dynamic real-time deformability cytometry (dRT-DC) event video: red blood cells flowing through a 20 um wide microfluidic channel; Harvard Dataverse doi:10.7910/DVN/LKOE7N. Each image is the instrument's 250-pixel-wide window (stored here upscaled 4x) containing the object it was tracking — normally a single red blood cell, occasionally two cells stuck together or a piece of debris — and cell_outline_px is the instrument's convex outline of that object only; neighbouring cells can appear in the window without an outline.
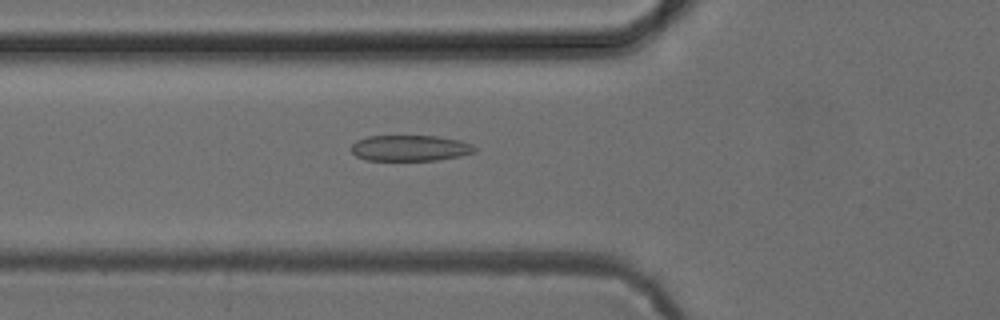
{"species": "common noctule bat (a hibernating species)", "species_latin": "Nyctalus noctula", "temperature_condition": "cold", "stored_images_in_passage": 47, "camera_frame_rate_fps": 3000, "um_per_image_px": 0.085, "animal": {"sex": "female", "body_mass_g": 24.6, "forearm_length_mm": 56.2}, "frame": {"image": 1, "passage_image": 19, "time_ms": 6.0, "image_size_px": [1000, 320], "cell_outline_px": [[476, 152], [460, 156], [436, 160], [364, 160], [356, 156], [352, 152], [352, 144], [356, 140], [368, 136], [436, 136], [460, 140], [472, 144], [476, 148]], "centroid_in_image_um": [34.86, 12.58], "position_along_channel_um": 90.9, "area_um2": 18.67}}
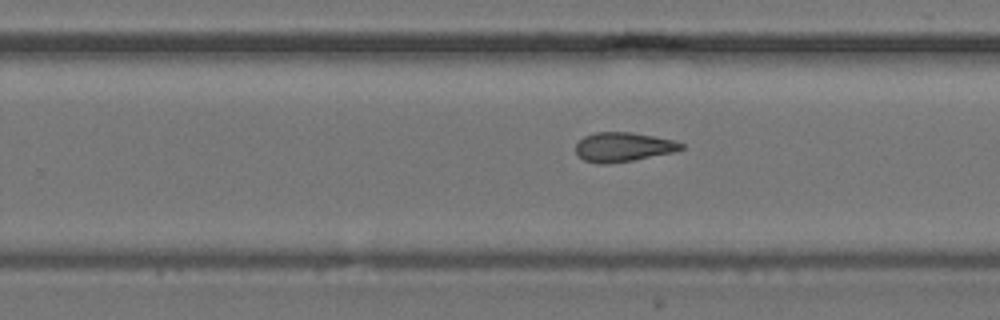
{"frame": {"image": 2, "passage_image": 33, "time_ms": 10.667, "image_size_px": [1000, 320], "cell_outline_px": [[684, 148], [676, 152], [632, 160], [604, 164], [596, 164], [584, 160], [576, 152], [576, 144], [584, 136], [596, 132], [632, 132], [672, 140], [684, 144]], "centroid_in_image_um": [52.97, 12.49], "position_along_channel_um": 276.8, "area_um2": 17.92}}
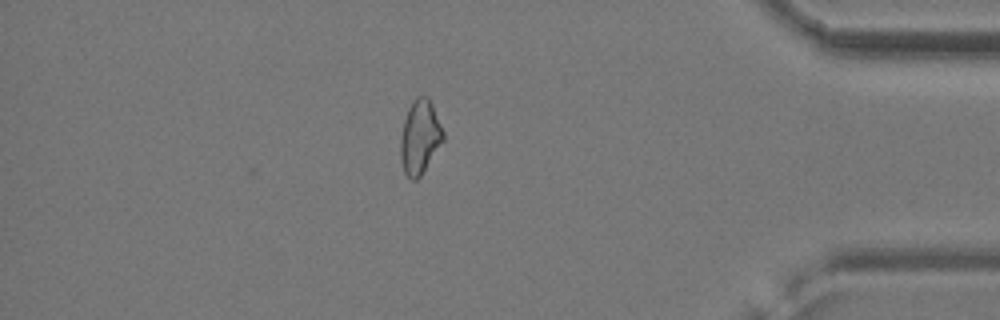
{"frame": {"image": 3, "passage_image": 45, "time_ms": 14.667, "image_size_px": [1000, 320], "cell_outline_px": [[444, 140], [420, 176], [416, 180], [412, 180], [404, 172], [400, 160], [400, 136], [404, 120], [408, 108], [412, 100], [416, 96], [428, 96], [432, 104], [444, 132]], "centroid_in_image_um": [35.68, 11.63], "position_along_channel_um": 399.5, "area_um2": 18.44}}